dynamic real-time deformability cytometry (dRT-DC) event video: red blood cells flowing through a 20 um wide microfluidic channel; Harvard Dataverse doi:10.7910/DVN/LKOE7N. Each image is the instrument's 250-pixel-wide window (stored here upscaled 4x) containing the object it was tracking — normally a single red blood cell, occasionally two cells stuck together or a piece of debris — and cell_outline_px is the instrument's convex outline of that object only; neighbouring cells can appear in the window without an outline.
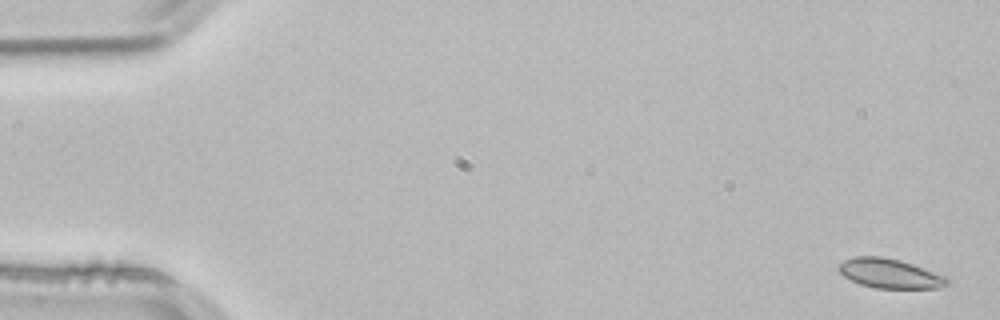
{"species": "common noctule bat (a hibernating species)", "species_latin": "Nyctalus noctula", "temperature_condition": "room temperature", "stored_images_in_passage": 53, "camera_frame_rate_fps": 3000, "um_per_image_px": 0.085, "animal": {"sex": "male", "body_mass_g": 21.5, "forearm_length_mm": 52.0}, "frame": {"image": 1, "passage_image": 1, "time_ms": 0.0, "image_size_px": [1000, 320], "cell_outline_px": [[948, 284], [936, 288], [876, 288], [860, 284], [844, 276], [836, 268], [844, 260], [856, 256], [880, 256], [900, 260], [948, 276]], "centroid_in_image_um": [75.64, 23.24], "position_along_channel_um": 9.4, "area_um2": 18.55}}
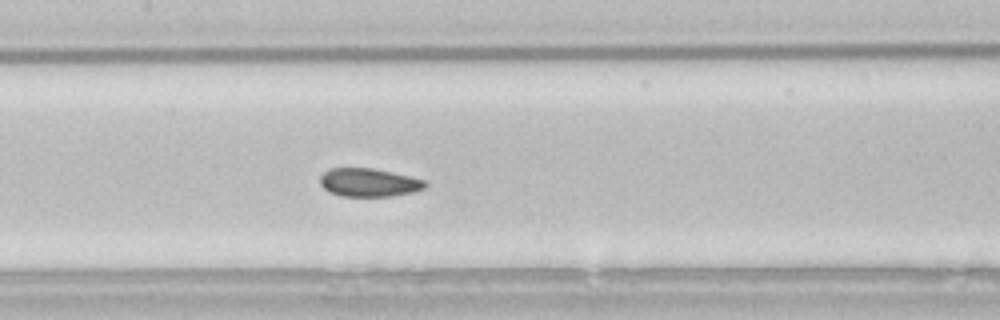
{"frame": {"image": 2, "passage_image": 25, "time_ms": 8.0, "image_size_px": [1000, 320], "cell_outline_px": [[428, 184], [424, 188], [412, 192], [392, 196], [340, 196], [328, 192], [320, 184], [320, 176], [328, 168], [372, 168], [392, 172], [424, 180]], "centroid_in_image_um": [31.31, 15.51], "position_along_channel_um": 176.1, "area_um2": 17.34}}
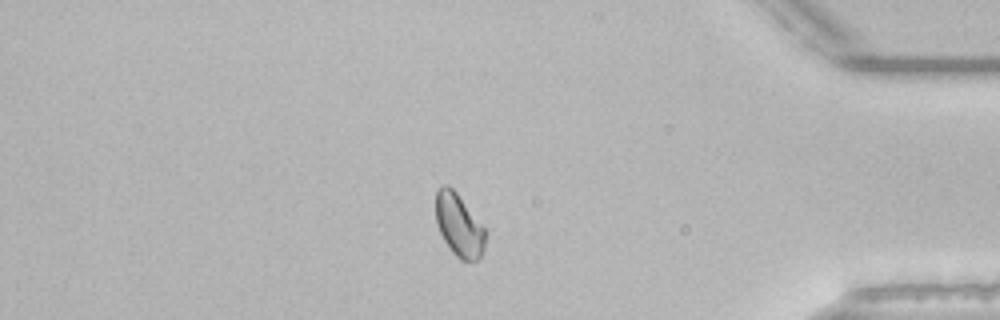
{"frame": {"image": 3, "passage_image": 45, "time_ms": 14.667, "image_size_px": [1000, 320], "cell_outline_px": [[484, 248], [480, 256], [472, 264], [460, 260], [452, 252], [444, 240], [436, 224], [436, 192], [444, 184], [448, 184], [456, 192], [484, 228]], "centroid_in_image_um": [38.99, 19.18], "position_along_channel_um": 396.2, "area_um2": 17.92}, "authors_computed_cell_mechanics": {"area_um2": 18.496, "velocity_mm_per_s": 3.8041, "shape_relaxation_time_tau1_ms": null, "shape_relaxation_time_tau2_ms": 2.0732, "deformation_change_tau1": null, "deformation_change_tau2": 0.055}}